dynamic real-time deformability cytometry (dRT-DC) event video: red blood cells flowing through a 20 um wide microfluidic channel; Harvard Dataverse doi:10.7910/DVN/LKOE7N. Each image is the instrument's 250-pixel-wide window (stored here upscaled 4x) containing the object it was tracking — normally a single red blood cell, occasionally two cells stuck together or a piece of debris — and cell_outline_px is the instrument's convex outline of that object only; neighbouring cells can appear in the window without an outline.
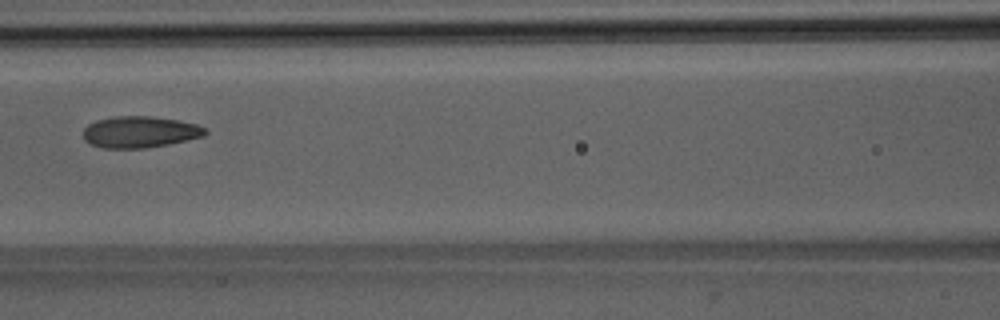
{"species": "Egyptian fruit bat (a non-hibernating species)", "species_latin": "Rousettus aegyptiacus", "temperature_condition": "room temperature", "stored_images_in_passage": 8, "camera_frame_rate_fps": 3000, "um_per_image_px": 0.085, "animal": {"sex": "male"}, "frame": {"image": 1, "passage_image": 7, "time_ms": 7.667, "image_size_px": [1000, 320], "cell_outline_px": [[208, 132], [204, 136], [188, 140], [168, 144], [144, 148], [104, 148], [88, 144], [84, 140], [84, 128], [88, 124], [96, 120], [116, 116], [152, 116], [180, 120], [196, 124], [204, 128]], "centroid_in_image_um": [11.88, 11.21], "position_along_channel_um": 154.7, "area_um2": 22.48}}